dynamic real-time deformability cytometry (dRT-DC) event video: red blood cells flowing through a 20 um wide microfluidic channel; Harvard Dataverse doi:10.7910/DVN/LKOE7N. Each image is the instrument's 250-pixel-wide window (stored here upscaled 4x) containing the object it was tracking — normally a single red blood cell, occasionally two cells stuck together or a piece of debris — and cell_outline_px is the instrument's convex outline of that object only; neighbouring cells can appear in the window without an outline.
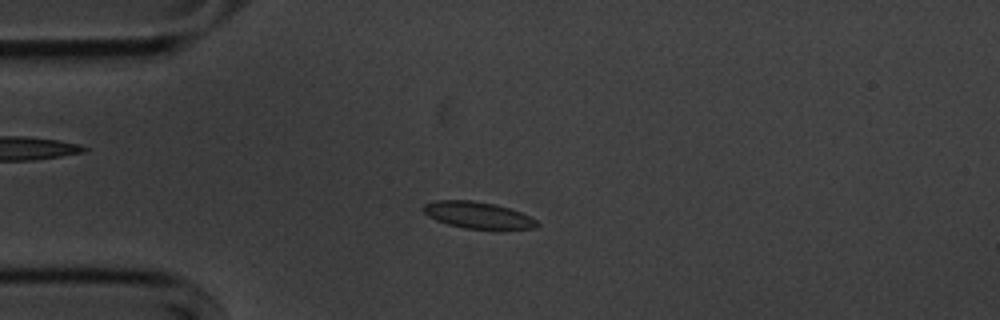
{"species": "common noctule bat (a hibernating species)", "species_latin": "Nyctalus noctula", "temperature_condition": "cold", "stored_images_in_passage": 55, "camera_frame_rate_fps": 3000, "um_per_image_px": 0.085, "animal": {"sex": "male", "body_mass_g": 20.1, "forearm_length_mm": 53.5}, "frame": {"image": 1, "passage_image": 13, "time_ms": 4.0, "image_size_px": [1000, 320], "cell_outline_px": [[540, 224], [536, 228], [464, 228], [448, 224], [436, 220], [428, 216], [420, 208], [424, 204], [436, 200], [472, 200], [496, 204], [520, 212], [536, 220]], "centroid_in_image_um": [40.56, 18.26], "position_along_channel_um": 44.4, "area_um2": 17.4}}
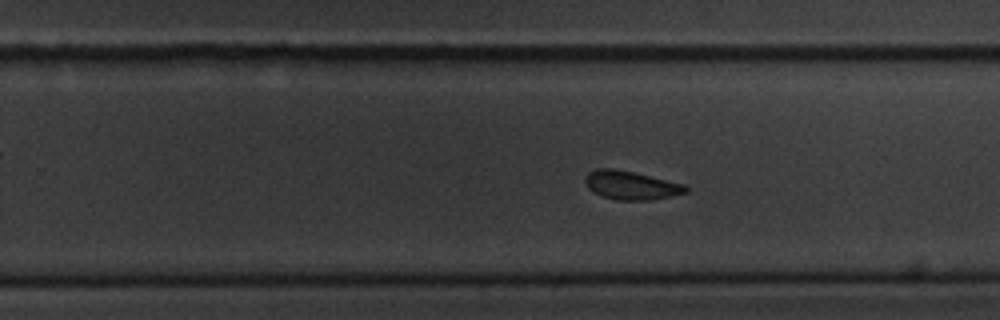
{"frame": {"image": 2, "passage_image": 34, "time_ms": 11.0, "image_size_px": [1000, 320], "cell_outline_px": [[688, 192], [672, 196], [648, 200], [616, 200], [592, 192], [588, 188], [584, 180], [588, 172], [596, 168], [612, 168], [632, 172], [684, 184], [688, 188]], "centroid_in_image_um": [53.61, 15.75], "position_along_channel_um": 276.2, "area_um2": 16.65}}
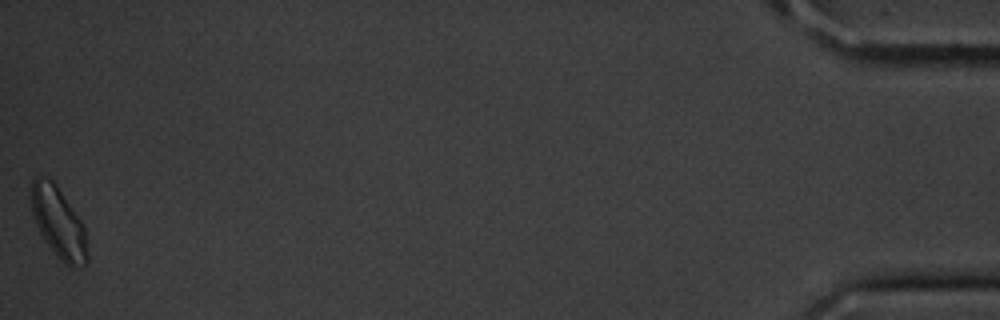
{"frame": {"image": 3, "passage_image": 55, "time_ms": 18.0, "image_size_px": [1000, 320], "cell_outline_px": [[88, 264], [72, 268], [64, 264], [56, 256], [44, 240], [36, 224], [32, 212], [32, 176], [40, 176], [52, 180], [80, 220], [84, 228], [88, 252]], "centroid_in_image_um": [4.98, 18.98], "position_along_channel_um": 430.2, "area_um2": 22.89}, "authors_computed_cell_mechanics": {"area_um2": 17.34, "velocity_mm_per_s": 3.5597, "shape_relaxation_time_tau1_ms": 2.9746, "shape_relaxation_time_tau2_ms": 2.6754, "deformation_change_tau1": 0.0834, "deformation_change_tau2": 0.0887}}